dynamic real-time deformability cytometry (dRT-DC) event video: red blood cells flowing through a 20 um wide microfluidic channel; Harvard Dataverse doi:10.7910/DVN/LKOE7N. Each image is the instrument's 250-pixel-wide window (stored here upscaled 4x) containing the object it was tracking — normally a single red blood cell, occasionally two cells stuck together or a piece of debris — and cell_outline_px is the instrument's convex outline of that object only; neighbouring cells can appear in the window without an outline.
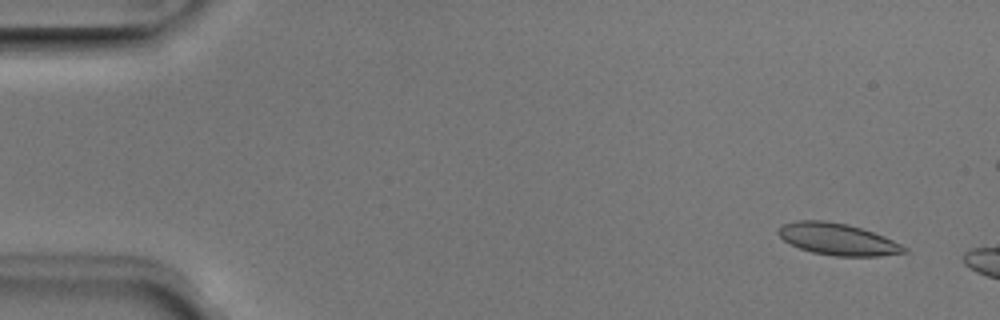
{"species": "Egyptian fruit bat (a non-hibernating species)", "species_latin": "Rousettus aegyptiacus", "temperature_condition": "room temperature", "stored_images_in_passage": 9, "camera_frame_rate_fps": 3000, "um_per_image_px": 0.085, "animal": {"sex": "male"}, "frame": {"image": 1, "passage_image": 4, "time_ms": 1.0, "image_size_px": [1000, 320], "cell_outline_px": [[908, 252], [880, 256], [836, 256], [812, 252], [800, 248], [784, 240], [776, 232], [784, 224], [796, 220], [824, 220], [848, 224], [884, 236], [908, 248]], "centroid_in_image_um": [71.21, 20.33], "position_along_channel_um": 13.8, "area_um2": 23.12}}